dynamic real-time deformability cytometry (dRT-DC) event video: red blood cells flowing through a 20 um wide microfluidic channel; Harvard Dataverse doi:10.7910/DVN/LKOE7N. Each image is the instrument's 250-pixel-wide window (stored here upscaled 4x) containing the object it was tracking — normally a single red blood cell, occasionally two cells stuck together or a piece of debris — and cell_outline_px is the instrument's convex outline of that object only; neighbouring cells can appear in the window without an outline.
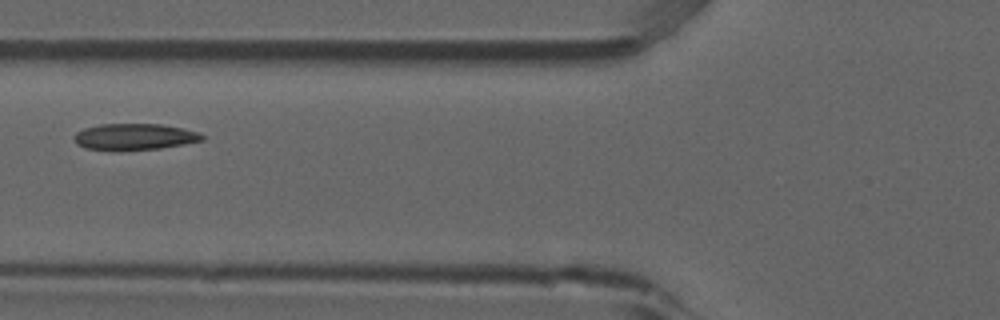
{"species": "common noctule bat (a hibernating species)", "species_latin": "Nyctalus noctula", "temperature_condition": "room temperature", "stored_images_in_passage": 4, "camera_frame_rate_fps": 3000, "um_per_image_px": 0.085, "animal": {"sex": "male", "forearm_length_mm": 52.5}, "frame": {"image": 1, "passage_image": 3, "time_ms": 0.667, "image_size_px": [1000, 320], "cell_outline_px": [[204, 140], [160, 148], [84, 148], [76, 144], [72, 136], [76, 132], [84, 128], [100, 124], [160, 124], [184, 128], [196, 132], [204, 136]], "centroid_in_image_um": [11.42, 11.58], "position_along_channel_um": 114.4, "area_um2": 18.96}}
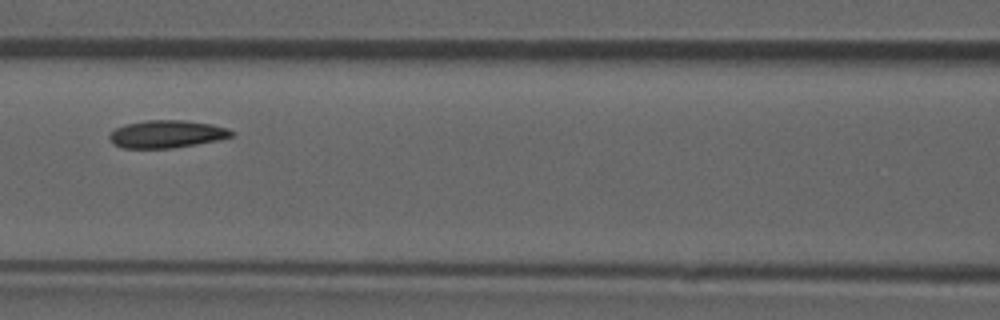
{"frame": {"image": 2, "passage_image": 4, "time_ms": 1.0, "image_size_px": [1000, 320], "cell_outline_px": [[236, 132], [232, 136], [216, 140], [196, 144], [172, 148], [124, 148], [112, 144], [108, 136], [116, 128], [124, 124], [144, 120], [184, 120], [212, 124], [228, 128]], "centroid_in_image_um": [14.16, 11.39], "position_along_channel_um": 152.4, "area_um2": 19.71}}